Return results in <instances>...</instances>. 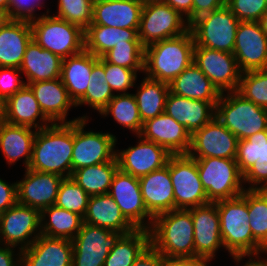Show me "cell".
Masks as SVG:
<instances>
[{"label":"cell","mask_w":267,"mask_h":266,"mask_svg":"<svg viewBox=\"0 0 267 266\" xmlns=\"http://www.w3.org/2000/svg\"><path fill=\"white\" fill-rule=\"evenodd\" d=\"M186 17L190 24L193 21V0H161Z\"/></svg>","instance_id":"cell-55"},{"label":"cell","mask_w":267,"mask_h":266,"mask_svg":"<svg viewBox=\"0 0 267 266\" xmlns=\"http://www.w3.org/2000/svg\"><path fill=\"white\" fill-rule=\"evenodd\" d=\"M144 55L145 47L142 43H121L105 53L102 58L106 62L142 72Z\"/></svg>","instance_id":"cell-43"},{"label":"cell","mask_w":267,"mask_h":266,"mask_svg":"<svg viewBox=\"0 0 267 266\" xmlns=\"http://www.w3.org/2000/svg\"><path fill=\"white\" fill-rule=\"evenodd\" d=\"M239 22L227 5L197 17L189 24L195 47L233 53Z\"/></svg>","instance_id":"cell-8"},{"label":"cell","mask_w":267,"mask_h":266,"mask_svg":"<svg viewBox=\"0 0 267 266\" xmlns=\"http://www.w3.org/2000/svg\"><path fill=\"white\" fill-rule=\"evenodd\" d=\"M138 88L133 95L143 123L165 112L166 99L170 92L168 83L145 77Z\"/></svg>","instance_id":"cell-37"},{"label":"cell","mask_w":267,"mask_h":266,"mask_svg":"<svg viewBox=\"0 0 267 266\" xmlns=\"http://www.w3.org/2000/svg\"><path fill=\"white\" fill-rule=\"evenodd\" d=\"M24 178L17 183V202L38 209L40 212L56 202L64 177L25 169Z\"/></svg>","instance_id":"cell-21"},{"label":"cell","mask_w":267,"mask_h":266,"mask_svg":"<svg viewBox=\"0 0 267 266\" xmlns=\"http://www.w3.org/2000/svg\"><path fill=\"white\" fill-rule=\"evenodd\" d=\"M196 160L200 181L209 202L232 199L240 196L243 187V174L236 159L227 158H193Z\"/></svg>","instance_id":"cell-7"},{"label":"cell","mask_w":267,"mask_h":266,"mask_svg":"<svg viewBox=\"0 0 267 266\" xmlns=\"http://www.w3.org/2000/svg\"><path fill=\"white\" fill-rule=\"evenodd\" d=\"M62 58L43 49L33 39L26 47L20 71L26 76V84L61 78Z\"/></svg>","instance_id":"cell-31"},{"label":"cell","mask_w":267,"mask_h":266,"mask_svg":"<svg viewBox=\"0 0 267 266\" xmlns=\"http://www.w3.org/2000/svg\"><path fill=\"white\" fill-rule=\"evenodd\" d=\"M142 199L147 211L156 215L174 210V189L167 164L139 178Z\"/></svg>","instance_id":"cell-26"},{"label":"cell","mask_w":267,"mask_h":266,"mask_svg":"<svg viewBox=\"0 0 267 266\" xmlns=\"http://www.w3.org/2000/svg\"><path fill=\"white\" fill-rule=\"evenodd\" d=\"M84 223L113 232L130 233L136 228L124 217L114 199L107 193L90 196Z\"/></svg>","instance_id":"cell-30"},{"label":"cell","mask_w":267,"mask_h":266,"mask_svg":"<svg viewBox=\"0 0 267 266\" xmlns=\"http://www.w3.org/2000/svg\"><path fill=\"white\" fill-rule=\"evenodd\" d=\"M150 245L161 255L194 258V226L191 212L175 209L153 218Z\"/></svg>","instance_id":"cell-3"},{"label":"cell","mask_w":267,"mask_h":266,"mask_svg":"<svg viewBox=\"0 0 267 266\" xmlns=\"http://www.w3.org/2000/svg\"><path fill=\"white\" fill-rule=\"evenodd\" d=\"M247 205L253 238L267 251V191L247 189Z\"/></svg>","instance_id":"cell-42"},{"label":"cell","mask_w":267,"mask_h":266,"mask_svg":"<svg viewBox=\"0 0 267 266\" xmlns=\"http://www.w3.org/2000/svg\"><path fill=\"white\" fill-rule=\"evenodd\" d=\"M259 254L260 253H256V254H233L231 256L235 260L236 263L237 262L239 263L244 257L249 256L250 259L243 266H267V259L263 258V260H261ZM252 257H256V258H252Z\"/></svg>","instance_id":"cell-57"},{"label":"cell","mask_w":267,"mask_h":266,"mask_svg":"<svg viewBox=\"0 0 267 266\" xmlns=\"http://www.w3.org/2000/svg\"><path fill=\"white\" fill-rule=\"evenodd\" d=\"M41 0H9V18L31 21L36 19L34 12L43 7Z\"/></svg>","instance_id":"cell-50"},{"label":"cell","mask_w":267,"mask_h":266,"mask_svg":"<svg viewBox=\"0 0 267 266\" xmlns=\"http://www.w3.org/2000/svg\"><path fill=\"white\" fill-rule=\"evenodd\" d=\"M215 118L238 140L267 130V109L245 99L237 91L221 93L215 106Z\"/></svg>","instance_id":"cell-5"},{"label":"cell","mask_w":267,"mask_h":266,"mask_svg":"<svg viewBox=\"0 0 267 266\" xmlns=\"http://www.w3.org/2000/svg\"><path fill=\"white\" fill-rule=\"evenodd\" d=\"M195 42L191 30L145 47L146 77L170 84L191 63Z\"/></svg>","instance_id":"cell-2"},{"label":"cell","mask_w":267,"mask_h":266,"mask_svg":"<svg viewBox=\"0 0 267 266\" xmlns=\"http://www.w3.org/2000/svg\"><path fill=\"white\" fill-rule=\"evenodd\" d=\"M140 136L164 147L171 155L188 154L191 146L186 127L165 112L145 121Z\"/></svg>","instance_id":"cell-22"},{"label":"cell","mask_w":267,"mask_h":266,"mask_svg":"<svg viewBox=\"0 0 267 266\" xmlns=\"http://www.w3.org/2000/svg\"><path fill=\"white\" fill-rule=\"evenodd\" d=\"M233 55L241 72L267 69V35L259 22H239Z\"/></svg>","instance_id":"cell-18"},{"label":"cell","mask_w":267,"mask_h":266,"mask_svg":"<svg viewBox=\"0 0 267 266\" xmlns=\"http://www.w3.org/2000/svg\"><path fill=\"white\" fill-rule=\"evenodd\" d=\"M28 86L34 92L40 109L52 123H72L80 119H89L87 115H84L66 121L69 109L72 106L76 107V104L70 98L61 78L37 81L29 83Z\"/></svg>","instance_id":"cell-23"},{"label":"cell","mask_w":267,"mask_h":266,"mask_svg":"<svg viewBox=\"0 0 267 266\" xmlns=\"http://www.w3.org/2000/svg\"><path fill=\"white\" fill-rule=\"evenodd\" d=\"M32 39L62 59L85 50L84 30L68 21L43 14L30 21Z\"/></svg>","instance_id":"cell-6"},{"label":"cell","mask_w":267,"mask_h":266,"mask_svg":"<svg viewBox=\"0 0 267 266\" xmlns=\"http://www.w3.org/2000/svg\"><path fill=\"white\" fill-rule=\"evenodd\" d=\"M188 210L194 226V258L210 262L215 252L223 246L217 205L210 202Z\"/></svg>","instance_id":"cell-20"},{"label":"cell","mask_w":267,"mask_h":266,"mask_svg":"<svg viewBox=\"0 0 267 266\" xmlns=\"http://www.w3.org/2000/svg\"><path fill=\"white\" fill-rule=\"evenodd\" d=\"M1 244L0 246V266H21V251L16 254L13 251L15 247L6 246ZM17 256L18 258H15ZM16 260V261H15Z\"/></svg>","instance_id":"cell-56"},{"label":"cell","mask_w":267,"mask_h":266,"mask_svg":"<svg viewBox=\"0 0 267 266\" xmlns=\"http://www.w3.org/2000/svg\"><path fill=\"white\" fill-rule=\"evenodd\" d=\"M36 132L30 127L0 120V148L9 165L24 157L23 164L26 169L29 167Z\"/></svg>","instance_id":"cell-32"},{"label":"cell","mask_w":267,"mask_h":266,"mask_svg":"<svg viewBox=\"0 0 267 266\" xmlns=\"http://www.w3.org/2000/svg\"><path fill=\"white\" fill-rule=\"evenodd\" d=\"M149 245V230L135 229L123 234L110 250L104 266H132Z\"/></svg>","instance_id":"cell-38"},{"label":"cell","mask_w":267,"mask_h":266,"mask_svg":"<svg viewBox=\"0 0 267 266\" xmlns=\"http://www.w3.org/2000/svg\"><path fill=\"white\" fill-rule=\"evenodd\" d=\"M94 0H58V14L54 15L85 30L92 24Z\"/></svg>","instance_id":"cell-46"},{"label":"cell","mask_w":267,"mask_h":266,"mask_svg":"<svg viewBox=\"0 0 267 266\" xmlns=\"http://www.w3.org/2000/svg\"><path fill=\"white\" fill-rule=\"evenodd\" d=\"M87 121H74L72 172L116 159V136L108 132L84 131Z\"/></svg>","instance_id":"cell-11"},{"label":"cell","mask_w":267,"mask_h":266,"mask_svg":"<svg viewBox=\"0 0 267 266\" xmlns=\"http://www.w3.org/2000/svg\"><path fill=\"white\" fill-rule=\"evenodd\" d=\"M143 6L141 0H94L91 25L139 29Z\"/></svg>","instance_id":"cell-25"},{"label":"cell","mask_w":267,"mask_h":266,"mask_svg":"<svg viewBox=\"0 0 267 266\" xmlns=\"http://www.w3.org/2000/svg\"><path fill=\"white\" fill-rule=\"evenodd\" d=\"M208 262L201 258H177L161 255L160 266H209Z\"/></svg>","instance_id":"cell-53"},{"label":"cell","mask_w":267,"mask_h":266,"mask_svg":"<svg viewBox=\"0 0 267 266\" xmlns=\"http://www.w3.org/2000/svg\"><path fill=\"white\" fill-rule=\"evenodd\" d=\"M40 216L41 234L52 238L72 240L84 223L82 216L56 205L43 209L40 212ZM46 216H48L49 219H47Z\"/></svg>","instance_id":"cell-36"},{"label":"cell","mask_w":267,"mask_h":266,"mask_svg":"<svg viewBox=\"0 0 267 266\" xmlns=\"http://www.w3.org/2000/svg\"><path fill=\"white\" fill-rule=\"evenodd\" d=\"M217 103L193 100L169 92L166 99L165 113L184 125L192 135L215 117Z\"/></svg>","instance_id":"cell-27"},{"label":"cell","mask_w":267,"mask_h":266,"mask_svg":"<svg viewBox=\"0 0 267 266\" xmlns=\"http://www.w3.org/2000/svg\"><path fill=\"white\" fill-rule=\"evenodd\" d=\"M98 61L104 66L106 80L112 91L128 94L126 91L135 85L137 72L133 69L106 62L102 57L98 58Z\"/></svg>","instance_id":"cell-47"},{"label":"cell","mask_w":267,"mask_h":266,"mask_svg":"<svg viewBox=\"0 0 267 266\" xmlns=\"http://www.w3.org/2000/svg\"><path fill=\"white\" fill-rule=\"evenodd\" d=\"M138 30L90 25L84 30L85 51L100 58L118 44L141 43Z\"/></svg>","instance_id":"cell-35"},{"label":"cell","mask_w":267,"mask_h":266,"mask_svg":"<svg viewBox=\"0 0 267 266\" xmlns=\"http://www.w3.org/2000/svg\"><path fill=\"white\" fill-rule=\"evenodd\" d=\"M141 1L146 2V1H155V0H141Z\"/></svg>","instance_id":"cell-62"},{"label":"cell","mask_w":267,"mask_h":266,"mask_svg":"<svg viewBox=\"0 0 267 266\" xmlns=\"http://www.w3.org/2000/svg\"><path fill=\"white\" fill-rule=\"evenodd\" d=\"M32 40L30 21L9 19L0 27V67L20 68Z\"/></svg>","instance_id":"cell-29"},{"label":"cell","mask_w":267,"mask_h":266,"mask_svg":"<svg viewBox=\"0 0 267 266\" xmlns=\"http://www.w3.org/2000/svg\"><path fill=\"white\" fill-rule=\"evenodd\" d=\"M122 235L121 232L83 223L72 239V266H104L110 250Z\"/></svg>","instance_id":"cell-13"},{"label":"cell","mask_w":267,"mask_h":266,"mask_svg":"<svg viewBox=\"0 0 267 266\" xmlns=\"http://www.w3.org/2000/svg\"><path fill=\"white\" fill-rule=\"evenodd\" d=\"M98 57L87 51L63 58L61 80L76 104L86 93L93 64Z\"/></svg>","instance_id":"cell-33"},{"label":"cell","mask_w":267,"mask_h":266,"mask_svg":"<svg viewBox=\"0 0 267 266\" xmlns=\"http://www.w3.org/2000/svg\"><path fill=\"white\" fill-rule=\"evenodd\" d=\"M169 173L174 189V210H188L210 203L200 181L195 159L188 154L171 155Z\"/></svg>","instance_id":"cell-10"},{"label":"cell","mask_w":267,"mask_h":266,"mask_svg":"<svg viewBox=\"0 0 267 266\" xmlns=\"http://www.w3.org/2000/svg\"><path fill=\"white\" fill-rule=\"evenodd\" d=\"M188 30L189 23L186 18L170 5L161 0L144 2L138 30V38L144 47L177 37Z\"/></svg>","instance_id":"cell-9"},{"label":"cell","mask_w":267,"mask_h":266,"mask_svg":"<svg viewBox=\"0 0 267 266\" xmlns=\"http://www.w3.org/2000/svg\"><path fill=\"white\" fill-rule=\"evenodd\" d=\"M4 111H5V101L0 96V120L3 119Z\"/></svg>","instance_id":"cell-61"},{"label":"cell","mask_w":267,"mask_h":266,"mask_svg":"<svg viewBox=\"0 0 267 266\" xmlns=\"http://www.w3.org/2000/svg\"><path fill=\"white\" fill-rule=\"evenodd\" d=\"M0 8L5 10L9 15V0H0Z\"/></svg>","instance_id":"cell-60"},{"label":"cell","mask_w":267,"mask_h":266,"mask_svg":"<svg viewBox=\"0 0 267 266\" xmlns=\"http://www.w3.org/2000/svg\"><path fill=\"white\" fill-rule=\"evenodd\" d=\"M227 5V0H193V20Z\"/></svg>","instance_id":"cell-52"},{"label":"cell","mask_w":267,"mask_h":266,"mask_svg":"<svg viewBox=\"0 0 267 266\" xmlns=\"http://www.w3.org/2000/svg\"><path fill=\"white\" fill-rule=\"evenodd\" d=\"M18 73H22L19 68L0 67V96L4 101L27 85Z\"/></svg>","instance_id":"cell-49"},{"label":"cell","mask_w":267,"mask_h":266,"mask_svg":"<svg viewBox=\"0 0 267 266\" xmlns=\"http://www.w3.org/2000/svg\"><path fill=\"white\" fill-rule=\"evenodd\" d=\"M236 162L248 190L267 189V130L238 141Z\"/></svg>","instance_id":"cell-16"},{"label":"cell","mask_w":267,"mask_h":266,"mask_svg":"<svg viewBox=\"0 0 267 266\" xmlns=\"http://www.w3.org/2000/svg\"><path fill=\"white\" fill-rule=\"evenodd\" d=\"M90 196L71 177L60 184L54 205L84 217Z\"/></svg>","instance_id":"cell-45"},{"label":"cell","mask_w":267,"mask_h":266,"mask_svg":"<svg viewBox=\"0 0 267 266\" xmlns=\"http://www.w3.org/2000/svg\"><path fill=\"white\" fill-rule=\"evenodd\" d=\"M238 138L215 117L191 135V158L236 159Z\"/></svg>","instance_id":"cell-17"},{"label":"cell","mask_w":267,"mask_h":266,"mask_svg":"<svg viewBox=\"0 0 267 266\" xmlns=\"http://www.w3.org/2000/svg\"><path fill=\"white\" fill-rule=\"evenodd\" d=\"M17 203V183L8 184L0 178V214Z\"/></svg>","instance_id":"cell-51"},{"label":"cell","mask_w":267,"mask_h":266,"mask_svg":"<svg viewBox=\"0 0 267 266\" xmlns=\"http://www.w3.org/2000/svg\"><path fill=\"white\" fill-rule=\"evenodd\" d=\"M227 6L239 21L258 22L267 11V0H227Z\"/></svg>","instance_id":"cell-48"},{"label":"cell","mask_w":267,"mask_h":266,"mask_svg":"<svg viewBox=\"0 0 267 266\" xmlns=\"http://www.w3.org/2000/svg\"><path fill=\"white\" fill-rule=\"evenodd\" d=\"M74 122L51 123L37 130L29 169L64 178L72 174Z\"/></svg>","instance_id":"cell-1"},{"label":"cell","mask_w":267,"mask_h":266,"mask_svg":"<svg viewBox=\"0 0 267 266\" xmlns=\"http://www.w3.org/2000/svg\"><path fill=\"white\" fill-rule=\"evenodd\" d=\"M38 118L39 120L36 122ZM2 120L13 125L35 128V130L47 127L52 123L40 109L34 92L28 85L5 101V111ZM39 121H41V124H38Z\"/></svg>","instance_id":"cell-28"},{"label":"cell","mask_w":267,"mask_h":266,"mask_svg":"<svg viewBox=\"0 0 267 266\" xmlns=\"http://www.w3.org/2000/svg\"><path fill=\"white\" fill-rule=\"evenodd\" d=\"M214 203L219 213L223 247L230 255L267 253L252 235L247 189L238 197Z\"/></svg>","instance_id":"cell-4"},{"label":"cell","mask_w":267,"mask_h":266,"mask_svg":"<svg viewBox=\"0 0 267 266\" xmlns=\"http://www.w3.org/2000/svg\"><path fill=\"white\" fill-rule=\"evenodd\" d=\"M100 114L104 117L112 115L118 124L135 132L136 135H140L142 131L143 122L133 94L117 93Z\"/></svg>","instance_id":"cell-40"},{"label":"cell","mask_w":267,"mask_h":266,"mask_svg":"<svg viewBox=\"0 0 267 266\" xmlns=\"http://www.w3.org/2000/svg\"><path fill=\"white\" fill-rule=\"evenodd\" d=\"M140 140L136 146L121 151L116 150L118 168L136 178L145 176L163 168L171 154L162 146L137 136Z\"/></svg>","instance_id":"cell-19"},{"label":"cell","mask_w":267,"mask_h":266,"mask_svg":"<svg viewBox=\"0 0 267 266\" xmlns=\"http://www.w3.org/2000/svg\"><path fill=\"white\" fill-rule=\"evenodd\" d=\"M170 92L190 98L207 102H218L221 96L219 90L202 73L195 63H191L170 84Z\"/></svg>","instance_id":"cell-34"},{"label":"cell","mask_w":267,"mask_h":266,"mask_svg":"<svg viewBox=\"0 0 267 266\" xmlns=\"http://www.w3.org/2000/svg\"><path fill=\"white\" fill-rule=\"evenodd\" d=\"M114 96L115 94L107 83L104 66L97 60L93 64L86 93L76 103V107L88 104L100 113Z\"/></svg>","instance_id":"cell-41"},{"label":"cell","mask_w":267,"mask_h":266,"mask_svg":"<svg viewBox=\"0 0 267 266\" xmlns=\"http://www.w3.org/2000/svg\"><path fill=\"white\" fill-rule=\"evenodd\" d=\"M193 63L220 93L237 91L242 72L233 53L194 47Z\"/></svg>","instance_id":"cell-15"},{"label":"cell","mask_w":267,"mask_h":266,"mask_svg":"<svg viewBox=\"0 0 267 266\" xmlns=\"http://www.w3.org/2000/svg\"><path fill=\"white\" fill-rule=\"evenodd\" d=\"M161 254L149 245L132 266H160Z\"/></svg>","instance_id":"cell-54"},{"label":"cell","mask_w":267,"mask_h":266,"mask_svg":"<svg viewBox=\"0 0 267 266\" xmlns=\"http://www.w3.org/2000/svg\"><path fill=\"white\" fill-rule=\"evenodd\" d=\"M21 266H72V240L40 235L21 250Z\"/></svg>","instance_id":"cell-24"},{"label":"cell","mask_w":267,"mask_h":266,"mask_svg":"<svg viewBox=\"0 0 267 266\" xmlns=\"http://www.w3.org/2000/svg\"><path fill=\"white\" fill-rule=\"evenodd\" d=\"M9 19L10 18H9L8 13L5 10H3V9L0 8V27L3 24H5Z\"/></svg>","instance_id":"cell-59"},{"label":"cell","mask_w":267,"mask_h":266,"mask_svg":"<svg viewBox=\"0 0 267 266\" xmlns=\"http://www.w3.org/2000/svg\"><path fill=\"white\" fill-rule=\"evenodd\" d=\"M108 194L114 199L124 217L136 229H150L154 217L144 205L139 178L118 168ZM146 218L149 222L145 220Z\"/></svg>","instance_id":"cell-14"},{"label":"cell","mask_w":267,"mask_h":266,"mask_svg":"<svg viewBox=\"0 0 267 266\" xmlns=\"http://www.w3.org/2000/svg\"><path fill=\"white\" fill-rule=\"evenodd\" d=\"M258 22L260 24L261 29L267 35V11L262 15Z\"/></svg>","instance_id":"cell-58"},{"label":"cell","mask_w":267,"mask_h":266,"mask_svg":"<svg viewBox=\"0 0 267 266\" xmlns=\"http://www.w3.org/2000/svg\"><path fill=\"white\" fill-rule=\"evenodd\" d=\"M40 235L41 216L38 209L17 202L0 214V242L3 245H20L21 251L28 248Z\"/></svg>","instance_id":"cell-12"},{"label":"cell","mask_w":267,"mask_h":266,"mask_svg":"<svg viewBox=\"0 0 267 266\" xmlns=\"http://www.w3.org/2000/svg\"><path fill=\"white\" fill-rule=\"evenodd\" d=\"M117 169L118 161L115 159L75 170L71 174V179L89 196L107 194Z\"/></svg>","instance_id":"cell-39"},{"label":"cell","mask_w":267,"mask_h":266,"mask_svg":"<svg viewBox=\"0 0 267 266\" xmlns=\"http://www.w3.org/2000/svg\"><path fill=\"white\" fill-rule=\"evenodd\" d=\"M237 92L267 109V69L242 72Z\"/></svg>","instance_id":"cell-44"}]
</instances>
